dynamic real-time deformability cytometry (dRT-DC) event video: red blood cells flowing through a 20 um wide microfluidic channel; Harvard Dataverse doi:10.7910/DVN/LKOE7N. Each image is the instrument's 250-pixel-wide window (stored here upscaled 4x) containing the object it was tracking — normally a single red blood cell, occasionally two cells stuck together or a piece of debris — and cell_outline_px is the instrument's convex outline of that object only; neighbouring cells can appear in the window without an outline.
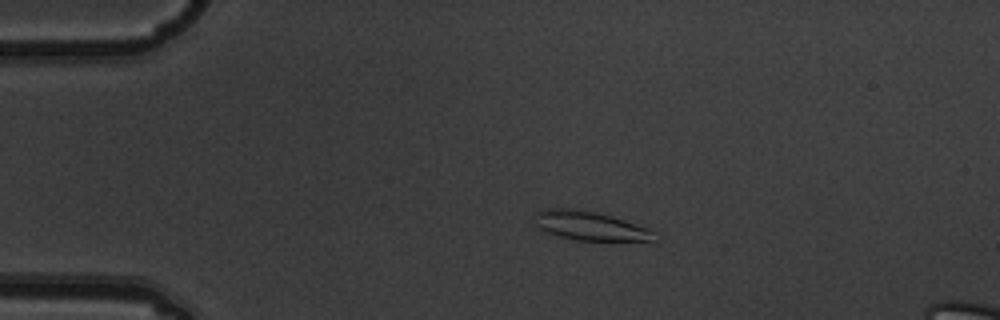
{"species": "common noctule bat (a hibernating species)", "species_latin": "Nyctalus noctula", "temperature_condition": "warm", "stored_images_in_passage": 5, "camera_frame_rate_fps": 3000, "um_per_image_px": 0.085, "animal": {"sex": "male", "body_mass_g": 19.5, "forearm_length_mm": 54.6}, "frame": {"image": 1, "passage_image": 3, "time_ms": 0.667, "image_size_px": [1000, 320], "cell_outline_px": [[656, 244], [576, 240], [560, 236], [536, 228], [536, 212], [548, 208], [580, 208], [612, 216], [648, 228], [656, 232]], "centroid_in_image_um": [50.32, 19.25], "position_along_channel_um": 34.7, "area_um2": 21.27}}